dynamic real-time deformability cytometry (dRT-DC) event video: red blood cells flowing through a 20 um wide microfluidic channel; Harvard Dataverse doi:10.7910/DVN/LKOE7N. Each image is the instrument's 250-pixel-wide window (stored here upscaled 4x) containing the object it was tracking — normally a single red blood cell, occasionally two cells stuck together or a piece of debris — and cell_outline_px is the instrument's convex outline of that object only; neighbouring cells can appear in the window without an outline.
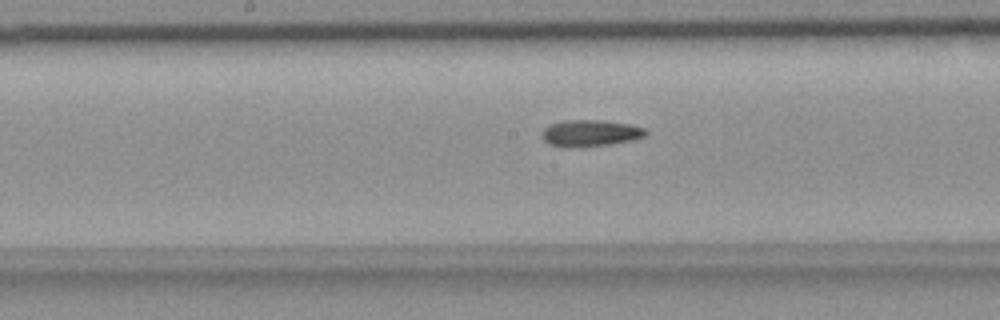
{"species": "common noctule bat (a hibernating species)", "species_latin": "Nyctalus noctula", "temperature_condition": "room temperature", "stored_images_in_passage": 41, "camera_frame_rate_fps": 3000, "um_per_image_px": 0.085, "animal": {"sex": "female", "body_mass_g": 18.4}, "frame": {"image": 1, "passage_image": 14, "time_ms": 4.333, "image_size_px": [1000, 320], "cell_outline_px": [[648, 132], [644, 136], [632, 140], [608, 144], [572, 148], [564, 148], [548, 144], [540, 136], [544, 128], [548, 124], [564, 120], [600, 120], [632, 124], [644, 128]], "centroid_in_image_um": [50.12, 11.32], "position_along_channel_um": 198.1, "area_um2": 16.3}}
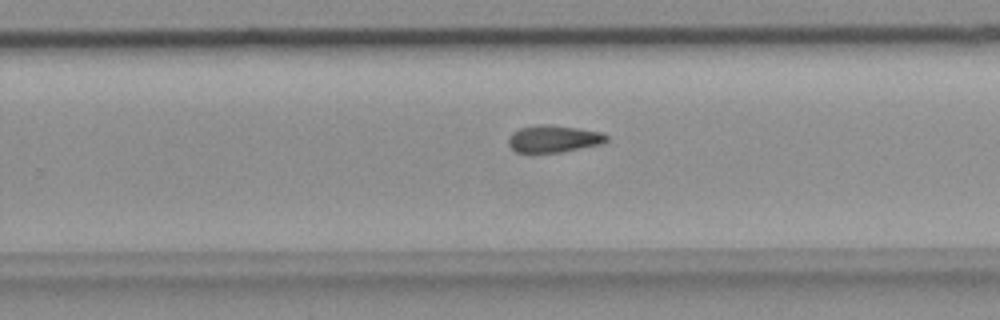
{"frame": {"image": 2, "passage_image": 21, "time_ms": 6.667, "image_size_px": [1000, 320], "cell_outline_px": [[608, 140], [604, 144], [560, 152], [516, 152], [508, 144], [508, 136], [512, 132], [520, 128], [536, 124], [548, 124], [576, 128], [600, 132], [608, 136]], "centroid_in_image_um": [47.05, 11.79], "position_along_channel_um": 282.7, "area_um2": 15.55}}
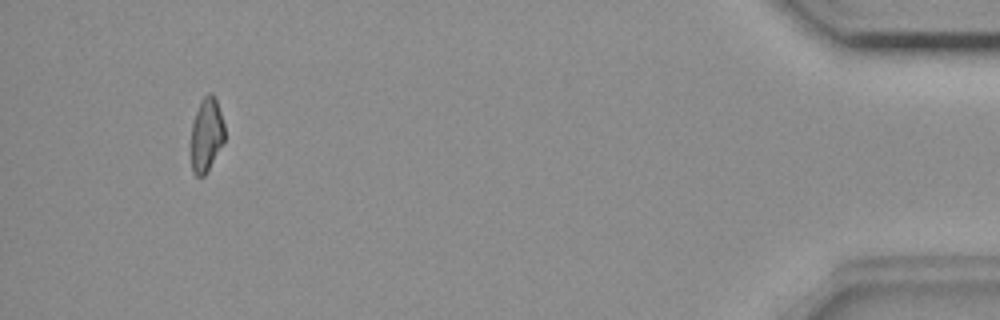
{"frame": {"image": 3, "passage_image": 38, "time_ms": 12.333, "image_size_px": [1000, 320], "cell_outline_px": [[224, 140], [204, 176], [196, 176], [192, 172], [192, 124], [200, 100], [208, 92], [212, 92], [216, 96], [224, 124]], "centroid_in_image_um": [17.55, 11.38], "position_along_channel_um": 417.6, "area_um2": 14.28}}